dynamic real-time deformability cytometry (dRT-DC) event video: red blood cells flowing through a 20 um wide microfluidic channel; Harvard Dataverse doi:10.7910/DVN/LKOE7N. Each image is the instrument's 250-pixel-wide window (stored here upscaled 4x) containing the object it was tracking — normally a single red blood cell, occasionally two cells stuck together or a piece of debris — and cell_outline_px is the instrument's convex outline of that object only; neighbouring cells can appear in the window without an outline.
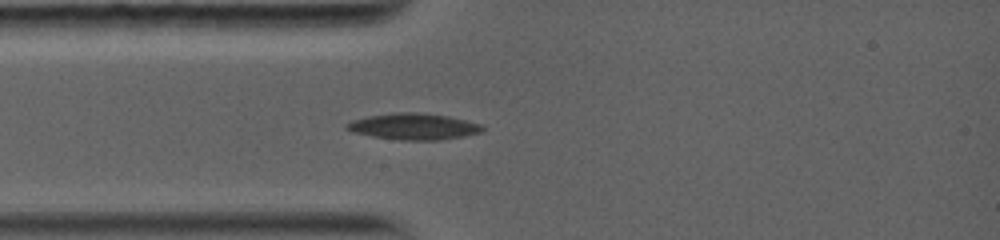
{"species": "common noctule bat (a hibernating species)", "species_latin": "Nyctalus noctula", "temperature_condition": "warm", "stored_images_in_passage": 14, "camera_frame_rate_fps": 5000, "um_per_image_px": 0.085, "animal": {"sex": "female", "body_mass_g": 19.0, "forearm_length_mm": 56.7}, "frame": {"image": 1, "passage_image": 1, "time_ms": 0.0, "image_size_px": [1000, 240], "cell_outline_px": [[484, 128], [480, 132], [468, 136], [440, 140], [396, 140], [372, 136], [352, 132], [344, 128], [348, 124], [356, 120], [372, 116], [408, 112], [448, 116], [480, 124]], "centroid_in_image_um": [35.21, 10.78], "position_along_channel_um": 49.8, "area_um2": 20.29}}
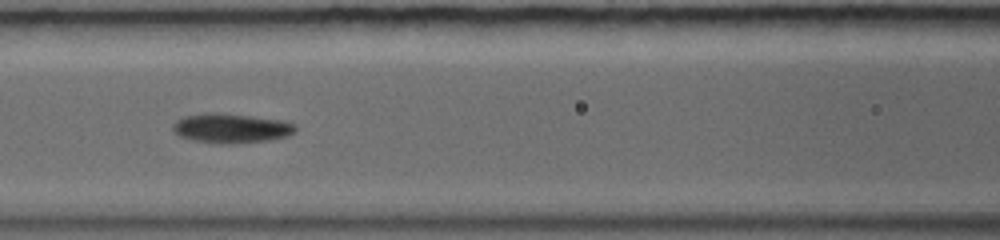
{"frame": {"image": 2, "passage_image": 7, "time_ms": 2.4, "image_size_px": [1000, 240], "cell_outline_px": [[296, 128], [288, 136], [272, 140], [232, 144], [216, 144], [192, 140], [180, 136], [172, 128], [180, 120], [188, 116], [244, 116], [276, 120], [292, 124]], "centroid_in_image_um": [19.7, 10.99], "position_along_channel_um": 146.9, "area_um2": 19.54}}
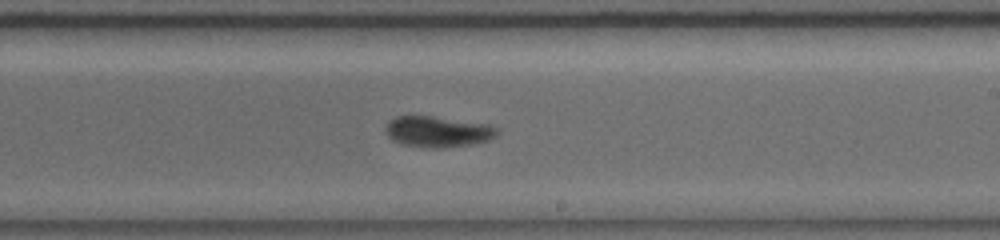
{"frame": {"image": 3, "passage_image": 14, "time_ms": 5.0, "image_size_px": [1000, 240], "cell_outline_px": [[496, 136], [488, 140], [476, 144], [444, 148], [428, 148], [400, 144], [392, 140], [388, 136], [388, 124], [392, 120], [400, 116], [428, 116], [496, 128]], "centroid_in_image_um": [37.15, 11.25], "position_along_channel_um": 251.8, "area_um2": 19.13}}